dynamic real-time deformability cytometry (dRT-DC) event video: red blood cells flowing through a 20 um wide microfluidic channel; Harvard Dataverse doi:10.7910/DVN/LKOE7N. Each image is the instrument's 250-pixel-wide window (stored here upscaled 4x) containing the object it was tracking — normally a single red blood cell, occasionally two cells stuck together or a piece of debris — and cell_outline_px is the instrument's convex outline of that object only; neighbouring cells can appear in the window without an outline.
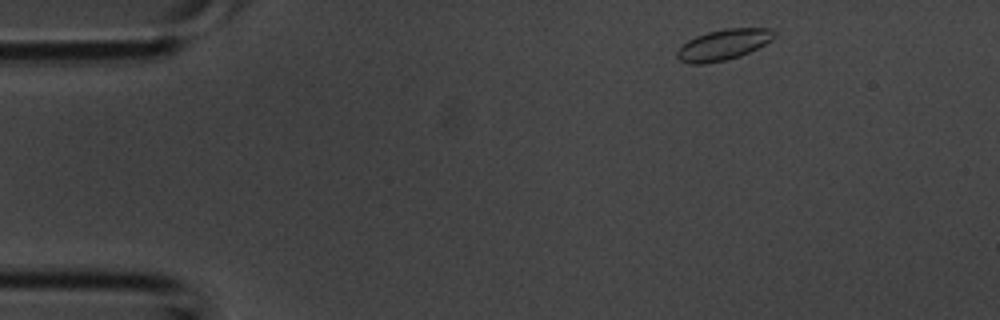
{"species": "common noctule bat (a hibernating species)", "species_latin": "Nyctalus noctula", "temperature_condition": "room temperature", "stored_images_in_passage": 4, "camera_frame_rate_fps": 3000, "um_per_image_px": 0.085, "animal": {"sex": "male", "body_mass_g": 20.1, "forearm_length_mm": 53.5}, "frame": {"image": 1, "passage_image": 1, "time_ms": 0.0, "image_size_px": [1000, 320], "cell_outline_px": [[776, 36], [772, 40], [740, 56], [724, 60], [704, 64], [692, 64], [680, 60], [676, 56], [676, 52], [688, 40], [696, 36], [708, 32], [724, 28], [768, 28], [776, 32]], "centroid_in_image_um": [61.49, 3.79], "position_along_channel_um": 23.5, "area_um2": 17.22}}
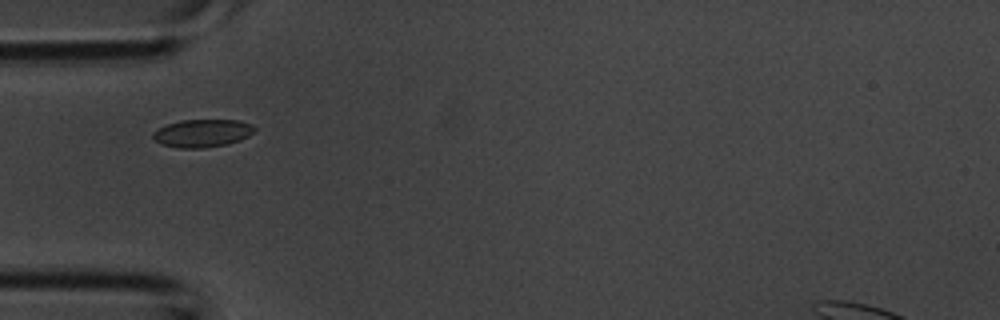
{"frame": {"image": 2, "passage_image": 3, "time_ms": 0.667, "image_size_px": [1000, 320], "cell_outline_px": [[256, 128], [248, 136], [240, 140], [228, 144], [200, 148], [180, 148], [160, 144], [152, 136], [152, 132], [156, 128], [180, 120], [240, 120], [252, 124]], "centroid_in_image_um": [17.18, 11.31], "position_along_channel_um": 67.8, "area_um2": 16.53}}
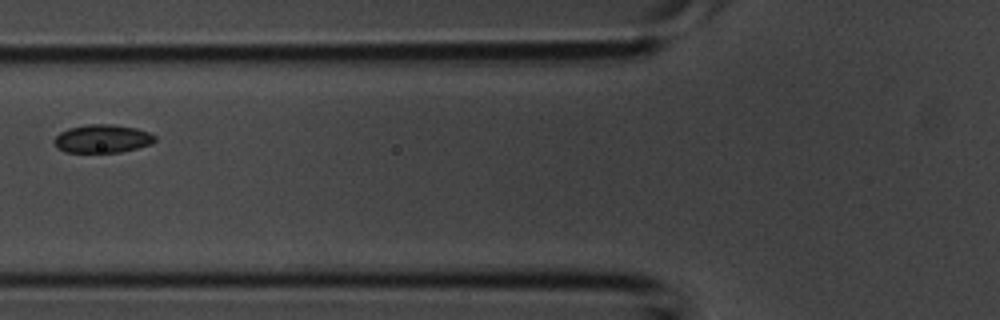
{"frame": {"image": 3, "passage_image": 4, "time_ms": 1.0, "image_size_px": [1000, 320], "cell_outline_px": [[156, 140], [152, 144], [120, 152], [64, 152], [52, 140], [60, 132], [68, 128], [88, 124], [112, 124], [136, 128], [148, 132], [156, 136]], "centroid_in_image_um": [8.72, 11.78], "position_along_channel_um": 117.1, "area_um2": 16.53}}